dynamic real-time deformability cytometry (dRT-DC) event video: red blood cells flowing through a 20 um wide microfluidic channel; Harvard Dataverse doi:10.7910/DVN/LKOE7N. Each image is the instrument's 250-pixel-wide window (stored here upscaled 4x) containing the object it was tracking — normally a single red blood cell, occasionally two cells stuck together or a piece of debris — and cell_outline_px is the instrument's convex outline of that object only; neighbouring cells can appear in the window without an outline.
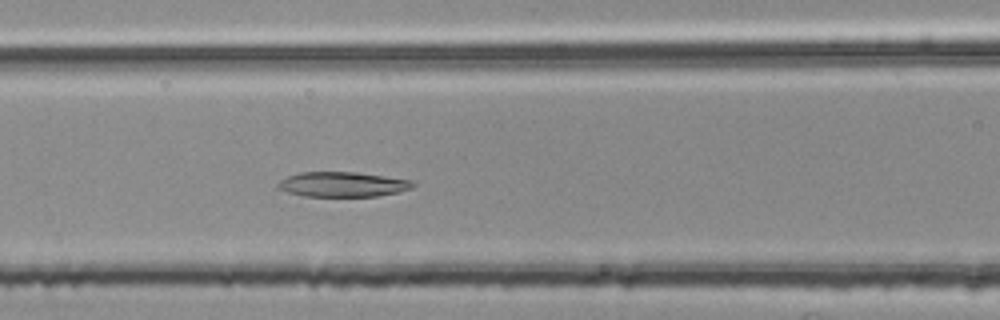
{"species": "common noctule bat (a hibernating species)", "species_latin": "Nyctalus noctula", "temperature_condition": "room temperature", "stored_images_in_passage": 41, "camera_frame_rate_fps": 3000, "um_per_image_px": 0.085, "animal": {"sex": "female", "body_mass_g": 25.1}, "frame": {"image": 1, "passage_image": 12, "time_ms": 3.667, "image_size_px": [1000, 320], "cell_outline_px": [[416, 184], [412, 188], [400, 192], [376, 196], [304, 196], [288, 192], [276, 188], [276, 184], [280, 180], [288, 176], [300, 172], [356, 172], [412, 180]], "centroid_in_image_um": [29.12, 15.67], "position_along_channel_um": 137.5, "area_um2": 19.65}}
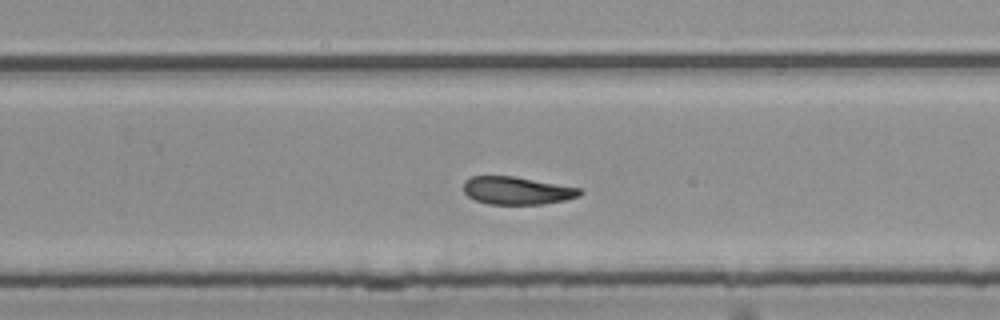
{"frame": {"image": 2, "passage_image": 24, "time_ms": 7.667, "image_size_px": [1000, 320], "cell_outline_px": [[584, 192], [580, 196], [568, 200], [544, 204], [488, 204], [476, 200], [468, 196], [464, 192], [464, 180], [472, 176], [516, 176], [580, 188]], "centroid_in_image_um": [43.98, 16.2], "position_along_channel_um": 285.8, "area_um2": 19.02}}
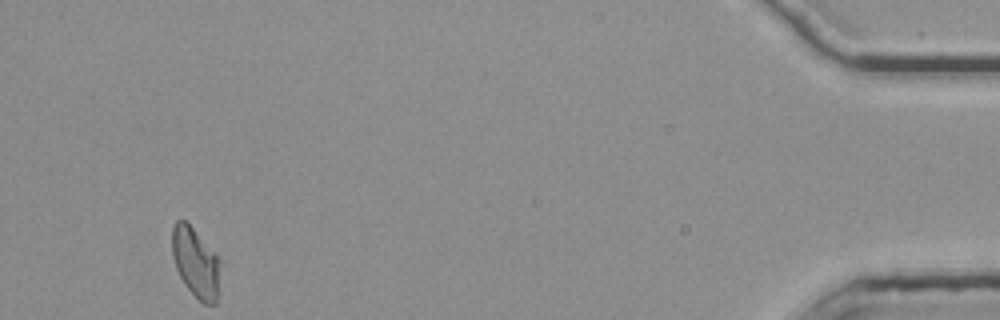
{"frame": {"image": 3, "passage_image": 41, "time_ms": 13.333, "image_size_px": [1000, 320], "cell_outline_px": [[220, 264], [216, 304], [204, 304], [184, 284], [176, 268], [172, 256], [172, 228], [176, 220], [184, 220], [192, 228], [220, 260]], "centroid_in_image_um": [16.61, 22.33], "position_along_channel_um": 418.6, "area_um2": 19.07}, "authors_computed_cell_mechanics": {"area_um2": 19.8832, "velocity_mm_per_s": 3.7249, "shape_relaxation_time_tau1_ms": null, "shape_relaxation_time_tau2_ms": 7.944, "deformation_change_tau1": null, "deformation_change_tau2": 0.1599}}